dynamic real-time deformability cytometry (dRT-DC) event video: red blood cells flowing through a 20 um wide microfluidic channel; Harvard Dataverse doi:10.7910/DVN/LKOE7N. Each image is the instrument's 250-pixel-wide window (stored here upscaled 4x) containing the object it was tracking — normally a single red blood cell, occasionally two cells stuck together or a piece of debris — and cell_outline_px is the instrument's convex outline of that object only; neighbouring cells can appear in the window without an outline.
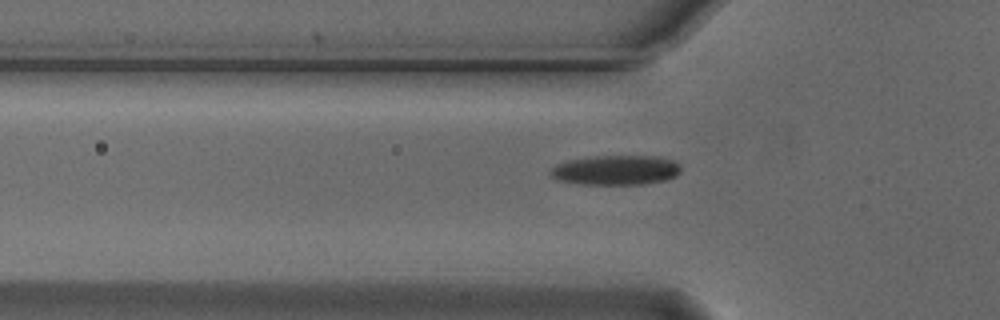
{"species": "Egyptian fruit bat (a non-hibernating species)", "species_latin": "Rousettus aegyptiacus", "temperature_condition": "cold", "stored_images_in_passage": 39, "camera_frame_rate_fps": 3000, "um_per_image_px": 0.085, "animal": {"sex": "male"}, "frame": {"image": 1, "passage_image": 8, "time_ms": 2.333, "image_size_px": [1000, 320], "cell_outline_px": [[680, 172], [676, 176], [668, 180], [644, 184], [576, 184], [560, 180], [548, 176], [548, 172], [556, 164], [568, 160], [592, 156], [660, 156], [672, 160], [680, 164]], "centroid_in_image_um": [52.34, 14.46], "position_along_channel_um": 73.5, "area_um2": 22.89}}
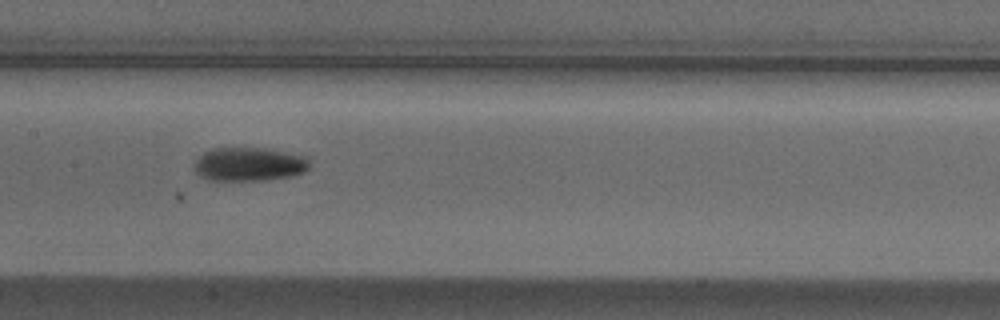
{"frame": {"image": 2, "passage_image": 17, "time_ms": 5.333, "image_size_px": [1000, 320], "cell_outline_px": [[312, 164], [304, 172], [292, 176], [268, 180], [208, 180], [200, 176], [196, 172], [196, 160], [204, 152], [212, 148], [268, 148], [308, 156]], "centroid_in_image_um": [21.25, 13.95], "position_along_channel_um": 186.1, "area_um2": 22.89}}
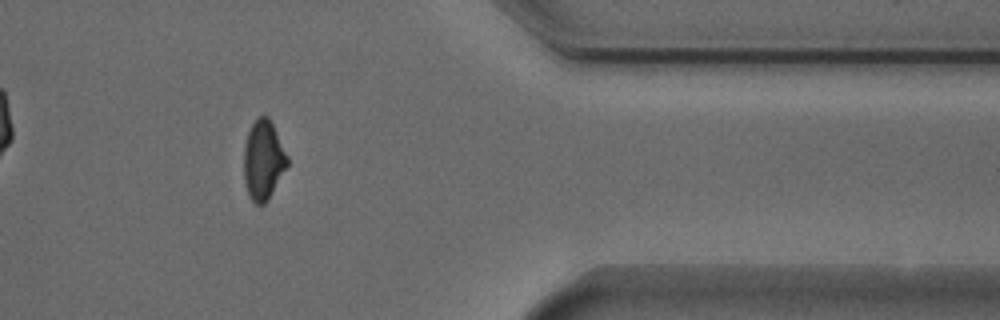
{"frame": {"image": 3, "passage_image": 35, "time_ms": 11.333, "image_size_px": [1000, 320], "cell_outline_px": [[288, 164], [268, 200], [264, 204], [256, 204], [248, 196], [244, 180], [244, 144], [248, 132], [252, 124], [260, 116], [268, 116], [288, 156]], "centroid_in_image_um": [22.37, 13.63], "position_along_channel_um": 389.0, "area_um2": 19.94}}